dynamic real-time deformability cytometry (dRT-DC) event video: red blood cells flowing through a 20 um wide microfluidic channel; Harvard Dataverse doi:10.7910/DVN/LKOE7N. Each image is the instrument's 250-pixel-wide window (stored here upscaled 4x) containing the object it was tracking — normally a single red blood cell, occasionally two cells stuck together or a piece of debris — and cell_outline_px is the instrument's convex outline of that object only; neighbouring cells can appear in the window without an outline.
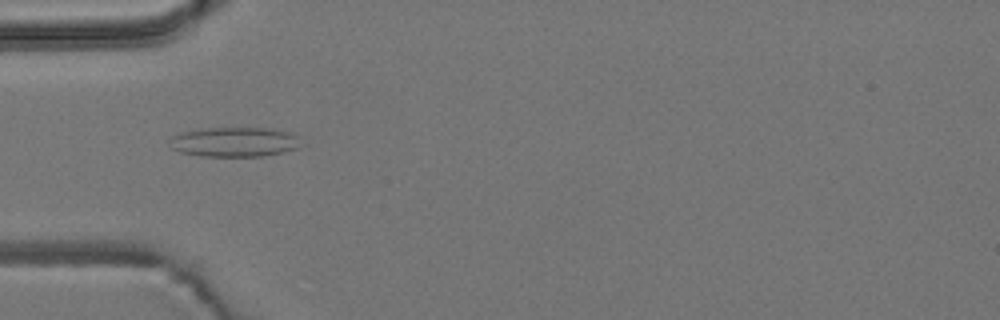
{"species": "common noctule bat (a hibernating species)", "species_latin": "Nyctalus noctula", "temperature_condition": "room temperature", "stored_images_in_passage": 43, "camera_frame_rate_fps": 3000, "um_per_image_px": 0.085, "animal": {"sex": "male", "body_mass_g": 19.2, "forearm_length_mm": 51.8}, "frame": {"image": 1, "passage_image": 7, "time_ms": 2.0, "image_size_px": [1000, 320], "cell_outline_px": [[296, 148], [264, 156], [200, 156], [180, 152], [172, 148], [168, 140], [172, 136], [180, 132], [200, 128], [272, 128], [288, 132], [296, 136]], "centroid_in_image_um": [19.81, 12.06], "position_along_channel_um": 65.2, "area_um2": 22.48}}
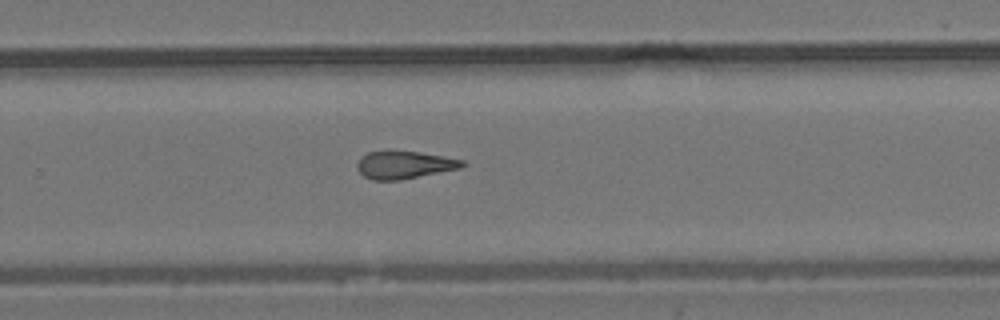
{"frame": {"image": 2, "passage_image": 25, "time_ms": 8.0, "image_size_px": [1000, 320], "cell_outline_px": [[468, 164], [460, 168], [400, 180], [372, 180], [364, 176], [356, 168], [356, 164], [368, 152], [388, 148], [420, 152], [444, 156], [464, 160]], "centroid_in_image_um": [34.36, 13.98], "position_along_channel_um": 295.4, "area_um2": 17.4}}
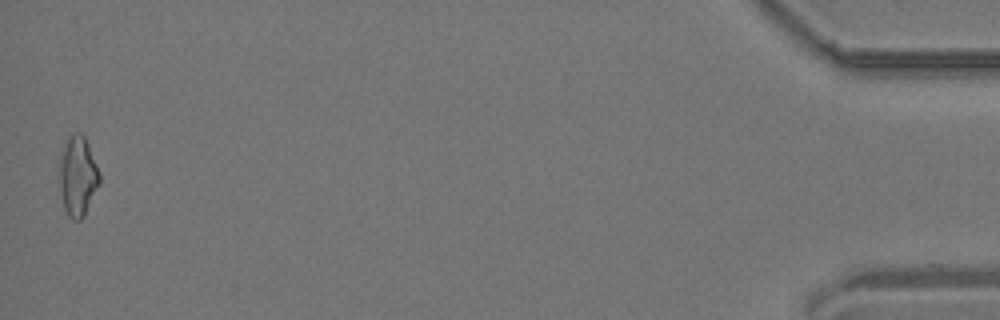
{"frame": {"image": 3, "passage_image": 43, "time_ms": 14.0, "image_size_px": [1000, 320], "cell_outline_px": [[100, 184], [84, 216], [80, 220], [72, 220], [68, 216], [64, 208], [60, 188], [60, 160], [64, 148], [68, 140], [76, 132], [80, 132], [84, 136], [88, 144], [100, 176]], "centroid_in_image_um": [6.63, 15.03], "position_along_channel_um": 428.6, "area_um2": 18.21}, "authors_computed_cell_mechanics": {"area_um2": 17.5134, "velocity_mm_per_s": 3.8497, "shape_relaxation_time_tau1_ms": null, "shape_relaxation_time_tau2_ms": 4.3239, "deformation_change_tau1": null, "deformation_change_tau2": 0.165}}